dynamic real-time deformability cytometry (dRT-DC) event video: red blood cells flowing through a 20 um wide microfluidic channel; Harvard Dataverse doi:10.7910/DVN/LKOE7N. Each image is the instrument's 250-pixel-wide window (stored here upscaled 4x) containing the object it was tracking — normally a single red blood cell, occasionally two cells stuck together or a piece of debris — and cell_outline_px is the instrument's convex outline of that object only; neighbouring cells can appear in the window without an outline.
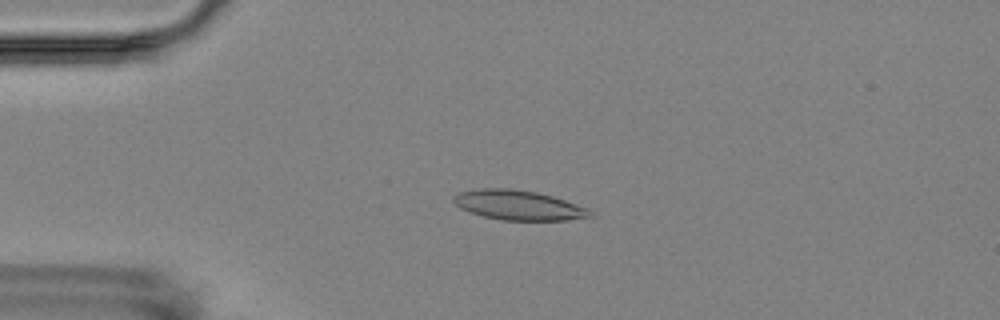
{"species": "Egyptian fruit bat (a non-hibernating species)", "species_latin": "Rousettus aegyptiacus", "temperature_condition": "room temperature", "stored_images_in_passage": 4, "camera_frame_rate_fps": 3000, "um_per_image_px": 0.085, "animal": {"sex": "female"}, "frame": {"image": 1, "passage_image": 3, "time_ms": 2.333, "image_size_px": [1000, 320], "cell_outline_px": [[596, 216], [568, 220], [500, 220], [468, 212], [460, 208], [452, 200], [452, 196], [460, 192], [480, 188], [512, 188], [536, 192], [552, 196], [588, 208]], "centroid_in_image_um": [44.07, 17.44], "position_along_channel_um": 40.9, "area_um2": 23.76}}